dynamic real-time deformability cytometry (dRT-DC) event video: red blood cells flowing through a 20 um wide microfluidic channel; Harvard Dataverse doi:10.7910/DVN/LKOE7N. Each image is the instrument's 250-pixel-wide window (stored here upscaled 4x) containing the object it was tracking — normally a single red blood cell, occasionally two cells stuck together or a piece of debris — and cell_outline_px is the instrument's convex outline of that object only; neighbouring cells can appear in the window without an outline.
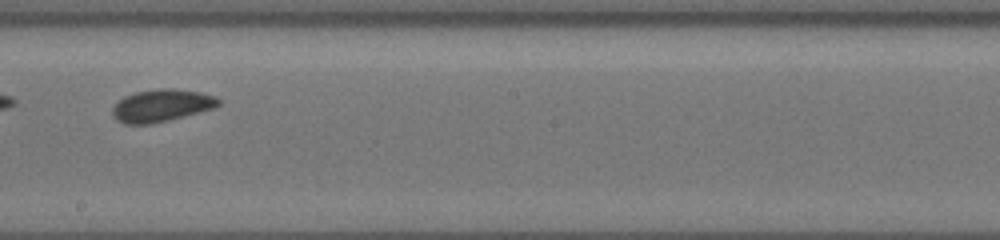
{"species": "common noctule bat (a hibernating species)", "species_latin": "Nyctalus noctula", "temperature_condition": "cold", "stored_images_in_passage": 32, "camera_frame_rate_fps": 3000, "um_per_image_px": 0.085, "animal": {"sex": "female", "body_mass_g": 19.5, "forearm_length_mm": 54.1}, "frame": {"image": 1, "passage_image": 14, "time_ms": 4.333, "image_size_px": [1000, 240], "cell_outline_px": [[220, 104], [212, 108], [168, 120], [148, 124], [124, 124], [116, 120], [112, 116], [112, 108], [124, 96], [136, 92], [160, 88], [172, 88], [200, 92], [216, 96], [220, 100]], "centroid_in_image_um": [13.7, 8.96], "position_along_channel_um": 234.5, "area_um2": 19.83}}